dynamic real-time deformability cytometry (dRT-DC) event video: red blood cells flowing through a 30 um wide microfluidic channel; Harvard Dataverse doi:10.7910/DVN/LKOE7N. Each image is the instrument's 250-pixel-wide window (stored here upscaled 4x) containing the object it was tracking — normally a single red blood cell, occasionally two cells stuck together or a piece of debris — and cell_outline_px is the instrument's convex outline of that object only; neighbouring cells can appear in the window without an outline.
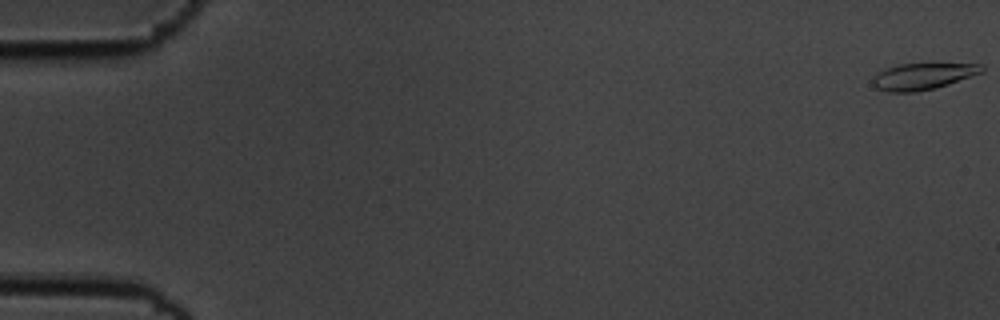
{"species": "common noctule bat (a hibernating species)", "species_latin": "Nyctalus noctula", "temperature_condition": "cold", "stored_images_in_passage": 56, "camera_frame_rate_fps": 3000, "um_per_image_px": 0.085, "animal": {"sex": "male", "body_mass_g": 19.5, "forearm_length_mm": 54.6}, "frame": {"image": 1, "passage_image": 1, "time_ms": 0.0, "image_size_px": [1000, 320], "cell_outline_px": [[984, 72], [936, 88], [916, 92], [888, 92], [876, 88], [872, 84], [872, 76], [876, 72], [884, 68], [900, 64], [984, 64]], "centroid_in_image_um": [78.4, 6.49], "position_along_channel_um": 6.6, "area_um2": 16.99}}
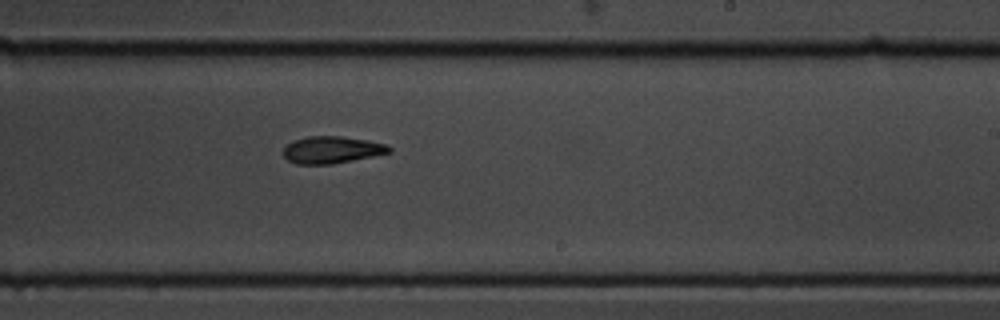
{"frame": {"image": 2, "passage_image": 35, "time_ms": 11.333, "image_size_px": [1000, 320], "cell_outline_px": [[392, 152], [332, 164], [296, 164], [288, 160], [280, 152], [292, 140], [308, 136], [344, 136], [368, 140], [388, 144], [392, 148]], "centroid_in_image_um": [28.2, 12.72], "position_along_channel_um": 260.8, "area_um2": 16.88}}
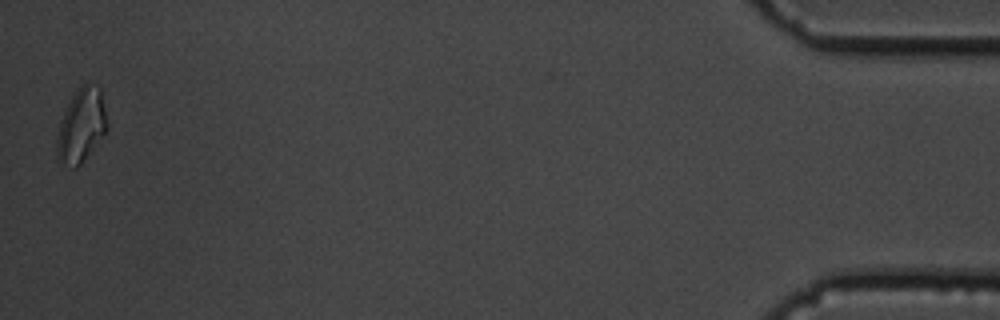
{"frame": {"image": 3, "passage_image": 56, "time_ms": 18.333, "image_size_px": [1000, 320], "cell_outline_px": [[108, 128], [80, 164], [76, 168], [72, 168], [64, 164], [56, 156], [56, 136], [60, 120], [72, 96], [80, 84], [88, 80], [100, 88], [108, 124]], "centroid_in_image_um": [6.9, 10.62], "position_along_channel_um": 428.3, "area_um2": 21.62}, "authors_computed_cell_mechanics": {"area_um2": 17.2244, "velocity_mm_per_s": 3.6285, "shape_relaxation_time_tau1_ms": 6.4843, "shape_relaxation_time_tau2_ms": null, "deformation_change_tau1": 0.1535, "deformation_change_tau2": null}}